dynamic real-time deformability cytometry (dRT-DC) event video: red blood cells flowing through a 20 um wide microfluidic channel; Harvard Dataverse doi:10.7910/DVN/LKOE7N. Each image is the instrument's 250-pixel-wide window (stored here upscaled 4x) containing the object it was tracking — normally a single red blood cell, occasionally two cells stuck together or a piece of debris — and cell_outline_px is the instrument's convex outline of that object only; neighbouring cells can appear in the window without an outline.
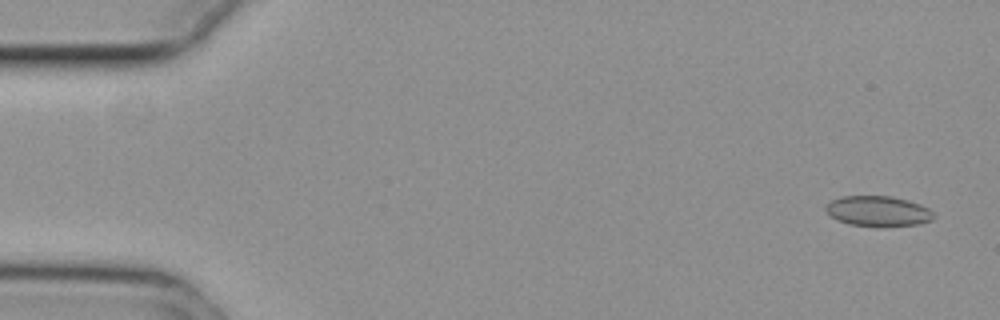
{"species": "common noctule bat (a hibernating species)", "species_latin": "Nyctalus noctula", "temperature_condition": "cold", "stored_images_in_passage": 13, "camera_frame_rate_fps": 3000, "um_per_image_px": 0.085, "animal": {"sex": "female", "body_mass_g": 29.2, "forearm_length_mm": 56.3}, "frame": {"image": 1, "passage_image": 3, "time_ms": 0.667, "image_size_px": [1000, 320], "cell_outline_px": [[936, 216], [932, 220], [916, 224], [880, 228], [848, 224], [836, 220], [824, 208], [824, 204], [840, 196], [892, 196], [908, 200], [920, 204], [928, 208]], "centroid_in_image_um": [74.62, 17.96], "position_along_channel_um": 10.4, "area_um2": 19.48}}